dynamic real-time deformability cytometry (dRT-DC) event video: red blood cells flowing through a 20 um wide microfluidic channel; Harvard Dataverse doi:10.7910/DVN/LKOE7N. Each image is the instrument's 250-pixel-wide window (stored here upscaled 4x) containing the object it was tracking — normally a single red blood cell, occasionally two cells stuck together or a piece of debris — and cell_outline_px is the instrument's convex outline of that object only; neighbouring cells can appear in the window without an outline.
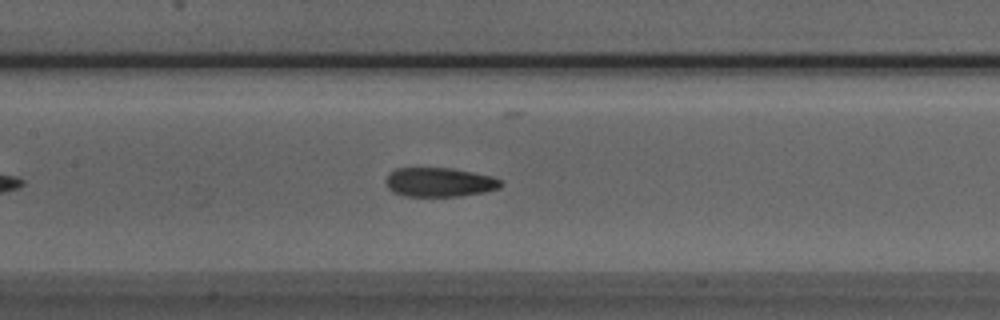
{"species": "Egyptian fruit bat (a non-hibernating species)", "species_latin": "Rousettus aegyptiacus", "temperature_condition": "room temperature", "stored_images_in_passage": 43, "camera_frame_rate_fps": 3000, "um_per_image_px": 0.085, "animal": {"sex": "male"}, "frame": {"image": 1, "passage_image": 14, "time_ms": 4.333, "image_size_px": [1000, 320], "cell_outline_px": [[504, 184], [500, 188], [484, 192], [460, 196], [404, 196], [392, 192], [388, 188], [384, 180], [388, 172], [396, 168], [452, 168], [492, 176], [500, 180]], "centroid_in_image_um": [37.32, 15.48], "position_along_channel_um": 170.1, "area_um2": 19.77}}
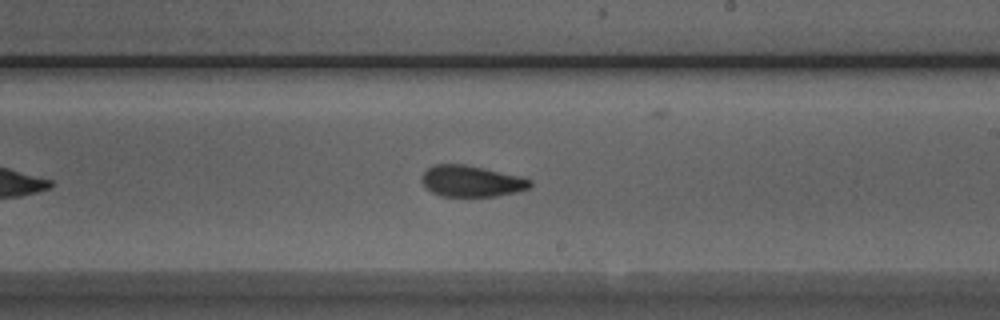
{"frame": {"image": 2, "passage_image": 20, "time_ms": 6.333, "image_size_px": [1000, 320], "cell_outline_px": [[532, 184], [528, 188], [516, 192], [496, 196], [440, 196], [424, 188], [420, 180], [424, 172], [432, 164], [464, 164], [484, 168], [520, 176], [532, 180]], "centroid_in_image_um": [40.03, 15.4], "position_along_channel_um": 249.0, "area_um2": 19.83}}
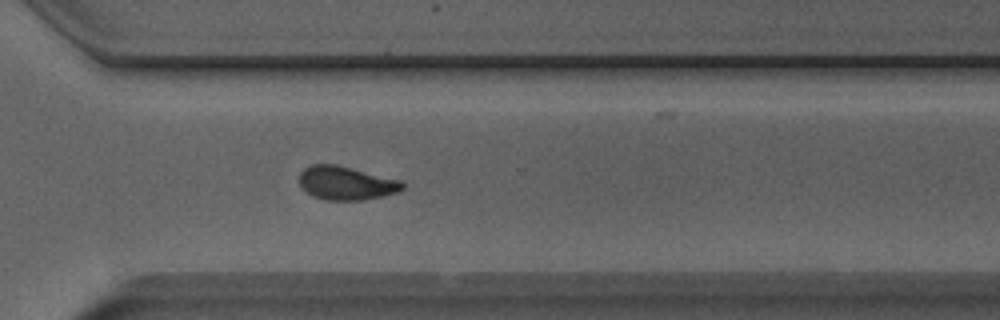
{"frame": {"image": 3, "passage_image": 27, "time_ms": 8.667, "image_size_px": [1000, 320], "cell_outline_px": [[404, 188], [396, 192], [364, 200], [324, 200], [312, 196], [300, 184], [300, 172], [304, 168], [312, 164], [336, 164], [400, 180], [404, 184]], "centroid_in_image_um": [29.4, 15.56], "position_along_channel_um": 341.2, "area_um2": 20.0}, "authors_computed_cell_mechanics": {"area_um2": 19.941, "velocity_mm_per_s": 3.9575, "shape_relaxation_time_tau1_ms": 3.8391, "shape_relaxation_time_tau2_ms": 1.6892, "deformation_change_tau1": 0.161, "deformation_change_tau2": 0.0916}}